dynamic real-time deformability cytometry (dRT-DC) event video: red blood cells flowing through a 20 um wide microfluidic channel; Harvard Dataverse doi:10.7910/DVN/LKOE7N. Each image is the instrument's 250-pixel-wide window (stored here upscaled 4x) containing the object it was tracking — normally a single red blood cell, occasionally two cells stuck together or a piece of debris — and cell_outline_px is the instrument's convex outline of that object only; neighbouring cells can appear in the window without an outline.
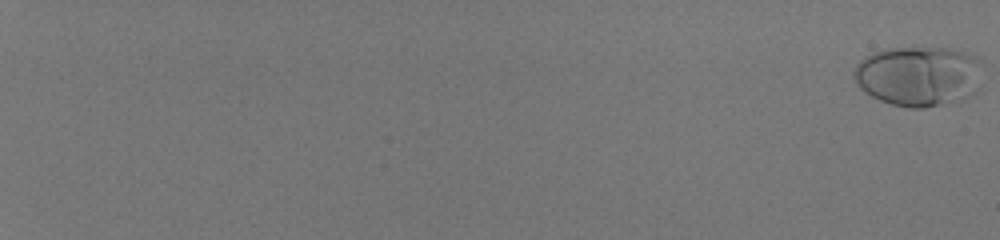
{"species": "human", "species_latin": "Homo sapiens", "temperature_condition": "room temperature", "stored_images_in_passage": 58, "camera_frame_rate_fps": 3000, "um_per_image_px": 0.085, "donor": {"sex": "male"}, "frame": {"image": 1, "passage_image": 1, "time_ms": 0.0, "image_size_px": [1000, 240], "cell_outline_px": [[980, 60], [972, 92], [964, 100], [924, 108], [908, 108], [892, 104], [880, 100], [864, 92], [856, 84], [852, 76], [852, 72], [856, 64], [864, 56], [872, 52], [884, 48], [912, 44], [948, 48], [968, 52], [976, 56]], "centroid_in_image_um": [77.96, 6.4], "position_along_channel_um": 7.0, "area_um2": 45.89}}
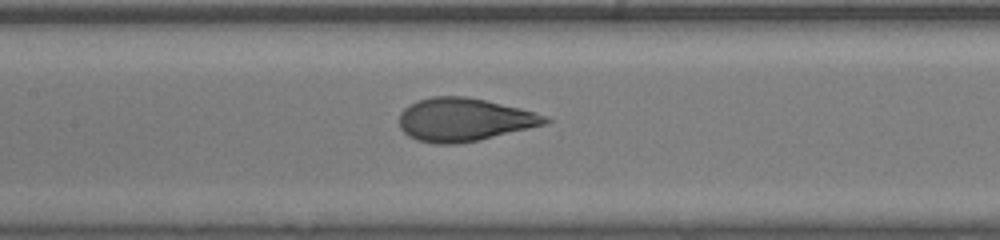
{"frame": {"image": 2, "passage_image": 35, "time_ms": 11.333, "image_size_px": [1000, 240], "cell_outline_px": [[552, 120], [544, 124], [480, 140], [456, 144], [436, 144], [416, 140], [408, 136], [400, 128], [400, 112], [404, 108], [420, 100], [432, 96], [464, 96], [484, 100], [520, 108], [536, 112]], "centroid_in_image_um": [39.42, 10.18], "position_along_channel_um": 168.0, "area_um2": 36.41}}
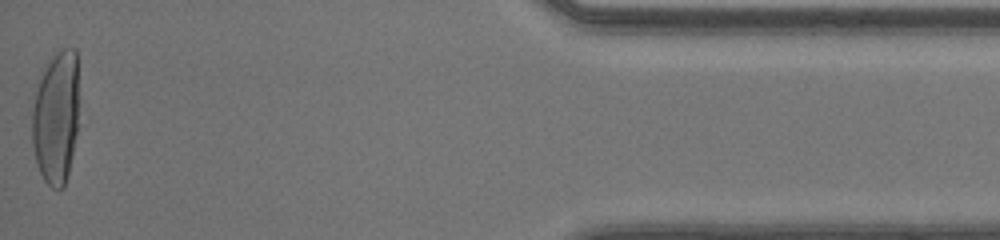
{"frame": {"image": 3, "passage_image": 58, "time_ms": 19.0, "image_size_px": [1000, 240], "cell_outline_px": [[76, 132], [72, 156], [64, 188], [52, 188], [44, 180], [36, 164], [32, 144], [32, 108], [36, 92], [44, 68], [52, 52], [60, 48], [76, 48]], "centroid_in_image_um": [4.72, 9.98], "position_along_channel_um": 430.5, "area_um2": 36.01}, "authors_computed_cell_mechanics": {"area_um2": 36.5874, "velocity_mm_per_s": 4.1182, "shape_relaxation_time_tau1_ms": 4.833, "shape_relaxation_time_tau2_ms": null, "deformation_change_tau1": 0.2557, "deformation_change_tau2": null}}